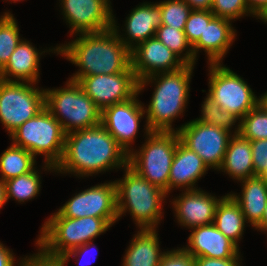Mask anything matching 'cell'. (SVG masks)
Returning <instances> with one entry per match:
<instances>
[{
	"label": "cell",
	"mask_w": 267,
	"mask_h": 266,
	"mask_svg": "<svg viewBox=\"0 0 267 266\" xmlns=\"http://www.w3.org/2000/svg\"><path fill=\"white\" fill-rule=\"evenodd\" d=\"M128 154L100 124L66 134L61 161L55 174L86 178L109 170L124 169Z\"/></svg>",
	"instance_id": "1"
},
{
	"label": "cell",
	"mask_w": 267,
	"mask_h": 266,
	"mask_svg": "<svg viewBox=\"0 0 267 266\" xmlns=\"http://www.w3.org/2000/svg\"><path fill=\"white\" fill-rule=\"evenodd\" d=\"M57 55L79 67L68 78L75 82L86 76L125 72L131 67V51L113 28L98 33L76 34V39L57 46Z\"/></svg>",
	"instance_id": "2"
},
{
	"label": "cell",
	"mask_w": 267,
	"mask_h": 266,
	"mask_svg": "<svg viewBox=\"0 0 267 266\" xmlns=\"http://www.w3.org/2000/svg\"><path fill=\"white\" fill-rule=\"evenodd\" d=\"M195 65H185L173 72L157 73L138 81V92L154 83L152 98L145 108V122L150 131H176L172 124L185 111Z\"/></svg>",
	"instance_id": "3"
},
{
	"label": "cell",
	"mask_w": 267,
	"mask_h": 266,
	"mask_svg": "<svg viewBox=\"0 0 267 266\" xmlns=\"http://www.w3.org/2000/svg\"><path fill=\"white\" fill-rule=\"evenodd\" d=\"M116 184L118 221L129 212L138 229H157L164 212L163 201L168 194L141 177L129 165Z\"/></svg>",
	"instance_id": "4"
},
{
	"label": "cell",
	"mask_w": 267,
	"mask_h": 266,
	"mask_svg": "<svg viewBox=\"0 0 267 266\" xmlns=\"http://www.w3.org/2000/svg\"><path fill=\"white\" fill-rule=\"evenodd\" d=\"M110 227L103 218H68L56 210L42 224L35 246L44 257L60 259L70 250L94 241Z\"/></svg>",
	"instance_id": "5"
},
{
	"label": "cell",
	"mask_w": 267,
	"mask_h": 266,
	"mask_svg": "<svg viewBox=\"0 0 267 266\" xmlns=\"http://www.w3.org/2000/svg\"><path fill=\"white\" fill-rule=\"evenodd\" d=\"M9 137L14 145L26 149L35 158L44 156L43 171L55 172L63 156L66 133L46 108L24 122Z\"/></svg>",
	"instance_id": "6"
},
{
	"label": "cell",
	"mask_w": 267,
	"mask_h": 266,
	"mask_svg": "<svg viewBox=\"0 0 267 266\" xmlns=\"http://www.w3.org/2000/svg\"><path fill=\"white\" fill-rule=\"evenodd\" d=\"M144 127L146 140L138 150L133 149L128 155V165L168 194L170 169L180 141L179 134L176 131H150L147 123Z\"/></svg>",
	"instance_id": "7"
},
{
	"label": "cell",
	"mask_w": 267,
	"mask_h": 266,
	"mask_svg": "<svg viewBox=\"0 0 267 266\" xmlns=\"http://www.w3.org/2000/svg\"><path fill=\"white\" fill-rule=\"evenodd\" d=\"M64 85L44 89L45 108L60 122L64 132L69 134L100 125L101 110L81 86L70 79Z\"/></svg>",
	"instance_id": "8"
},
{
	"label": "cell",
	"mask_w": 267,
	"mask_h": 266,
	"mask_svg": "<svg viewBox=\"0 0 267 266\" xmlns=\"http://www.w3.org/2000/svg\"><path fill=\"white\" fill-rule=\"evenodd\" d=\"M208 65L207 95L240 121L258 104L259 97L240 75L223 63Z\"/></svg>",
	"instance_id": "9"
},
{
	"label": "cell",
	"mask_w": 267,
	"mask_h": 266,
	"mask_svg": "<svg viewBox=\"0 0 267 266\" xmlns=\"http://www.w3.org/2000/svg\"><path fill=\"white\" fill-rule=\"evenodd\" d=\"M36 86L31 82L0 79V123L8 136L45 108L44 89Z\"/></svg>",
	"instance_id": "10"
},
{
	"label": "cell",
	"mask_w": 267,
	"mask_h": 266,
	"mask_svg": "<svg viewBox=\"0 0 267 266\" xmlns=\"http://www.w3.org/2000/svg\"><path fill=\"white\" fill-rule=\"evenodd\" d=\"M180 141L194 151L209 169L221 167L232 132L195 119L176 128Z\"/></svg>",
	"instance_id": "11"
},
{
	"label": "cell",
	"mask_w": 267,
	"mask_h": 266,
	"mask_svg": "<svg viewBox=\"0 0 267 266\" xmlns=\"http://www.w3.org/2000/svg\"><path fill=\"white\" fill-rule=\"evenodd\" d=\"M57 210L63 217L103 218L113 226L118 221L115 181H105L79 191Z\"/></svg>",
	"instance_id": "12"
},
{
	"label": "cell",
	"mask_w": 267,
	"mask_h": 266,
	"mask_svg": "<svg viewBox=\"0 0 267 266\" xmlns=\"http://www.w3.org/2000/svg\"><path fill=\"white\" fill-rule=\"evenodd\" d=\"M77 83L101 111L138 93V80L132 67L125 72L82 77Z\"/></svg>",
	"instance_id": "13"
},
{
	"label": "cell",
	"mask_w": 267,
	"mask_h": 266,
	"mask_svg": "<svg viewBox=\"0 0 267 266\" xmlns=\"http://www.w3.org/2000/svg\"><path fill=\"white\" fill-rule=\"evenodd\" d=\"M59 6L70 35L110 30L113 10L109 0H59Z\"/></svg>",
	"instance_id": "14"
},
{
	"label": "cell",
	"mask_w": 267,
	"mask_h": 266,
	"mask_svg": "<svg viewBox=\"0 0 267 266\" xmlns=\"http://www.w3.org/2000/svg\"><path fill=\"white\" fill-rule=\"evenodd\" d=\"M138 92L133 98L113 104L101 111V125L115 138L129 155L134 148L141 119L144 118V103L138 100ZM140 101V102H139Z\"/></svg>",
	"instance_id": "15"
},
{
	"label": "cell",
	"mask_w": 267,
	"mask_h": 266,
	"mask_svg": "<svg viewBox=\"0 0 267 266\" xmlns=\"http://www.w3.org/2000/svg\"><path fill=\"white\" fill-rule=\"evenodd\" d=\"M186 64L156 37L131 50V67L138 81L157 73L173 72Z\"/></svg>",
	"instance_id": "16"
},
{
	"label": "cell",
	"mask_w": 267,
	"mask_h": 266,
	"mask_svg": "<svg viewBox=\"0 0 267 266\" xmlns=\"http://www.w3.org/2000/svg\"><path fill=\"white\" fill-rule=\"evenodd\" d=\"M213 196L201 188L182 190L179 196L172 199L174 217L179 225L188 228L214 223L216 208L224 197Z\"/></svg>",
	"instance_id": "17"
},
{
	"label": "cell",
	"mask_w": 267,
	"mask_h": 266,
	"mask_svg": "<svg viewBox=\"0 0 267 266\" xmlns=\"http://www.w3.org/2000/svg\"><path fill=\"white\" fill-rule=\"evenodd\" d=\"M128 15L124 24V34L117 25L114 13L112 28L121 42L131 51L145 40L155 37L156 30L161 25V9L156 2H143L133 8Z\"/></svg>",
	"instance_id": "18"
},
{
	"label": "cell",
	"mask_w": 267,
	"mask_h": 266,
	"mask_svg": "<svg viewBox=\"0 0 267 266\" xmlns=\"http://www.w3.org/2000/svg\"><path fill=\"white\" fill-rule=\"evenodd\" d=\"M188 243L182 248L194 258H232L241 256L239 247L222 232L214 223L190 229Z\"/></svg>",
	"instance_id": "19"
},
{
	"label": "cell",
	"mask_w": 267,
	"mask_h": 266,
	"mask_svg": "<svg viewBox=\"0 0 267 266\" xmlns=\"http://www.w3.org/2000/svg\"><path fill=\"white\" fill-rule=\"evenodd\" d=\"M51 51L57 54V45L55 48L49 47V49L46 48L42 51L37 50V47H34L27 39H22L6 66L0 71V79L3 81L31 82L38 85L41 55Z\"/></svg>",
	"instance_id": "20"
},
{
	"label": "cell",
	"mask_w": 267,
	"mask_h": 266,
	"mask_svg": "<svg viewBox=\"0 0 267 266\" xmlns=\"http://www.w3.org/2000/svg\"><path fill=\"white\" fill-rule=\"evenodd\" d=\"M231 20L214 17L207 26L199 40L192 46L195 65L198 53L203 50L207 56V64L223 63V58L234 43L237 33Z\"/></svg>",
	"instance_id": "21"
},
{
	"label": "cell",
	"mask_w": 267,
	"mask_h": 266,
	"mask_svg": "<svg viewBox=\"0 0 267 266\" xmlns=\"http://www.w3.org/2000/svg\"><path fill=\"white\" fill-rule=\"evenodd\" d=\"M208 170L203 160L179 141L170 169L168 194L177 188L181 191L198 189L196 183Z\"/></svg>",
	"instance_id": "22"
},
{
	"label": "cell",
	"mask_w": 267,
	"mask_h": 266,
	"mask_svg": "<svg viewBox=\"0 0 267 266\" xmlns=\"http://www.w3.org/2000/svg\"><path fill=\"white\" fill-rule=\"evenodd\" d=\"M239 183L242 186L241 192L229 194L239 204L247 224L255 229L262 221L267 203V182L260 176H253Z\"/></svg>",
	"instance_id": "23"
},
{
	"label": "cell",
	"mask_w": 267,
	"mask_h": 266,
	"mask_svg": "<svg viewBox=\"0 0 267 266\" xmlns=\"http://www.w3.org/2000/svg\"><path fill=\"white\" fill-rule=\"evenodd\" d=\"M157 229H139L131 239L122 266H158L166 251L160 249Z\"/></svg>",
	"instance_id": "24"
},
{
	"label": "cell",
	"mask_w": 267,
	"mask_h": 266,
	"mask_svg": "<svg viewBox=\"0 0 267 266\" xmlns=\"http://www.w3.org/2000/svg\"><path fill=\"white\" fill-rule=\"evenodd\" d=\"M219 171L228 174L232 180L235 179L238 182L255 176L250 140L240 134H233Z\"/></svg>",
	"instance_id": "25"
},
{
	"label": "cell",
	"mask_w": 267,
	"mask_h": 266,
	"mask_svg": "<svg viewBox=\"0 0 267 266\" xmlns=\"http://www.w3.org/2000/svg\"><path fill=\"white\" fill-rule=\"evenodd\" d=\"M245 223L247 222L239 204L229 193L224 195L216 208L214 225L239 247L238 242L243 239Z\"/></svg>",
	"instance_id": "26"
},
{
	"label": "cell",
	"mask_w": 267,
	"mask_h": 266,
	"mask_svg": "<svg viewBox=\"0 0 267 266\" xmlns=\"http://www.w3.org/2000/svg\"><path fill=\"white\" fill-rule=\"evenodd\" d=\"M36 164V158L29 151L12 143L0 155V180L5 182L31 172Z\"/></svg>",
	"instance_id": "27"
},
{
	"label": "cell",
	"mask_w": 267,
	"mask_h": 266,
	"mask_svg": "<svg viewBox=\"0 0 267 266\" xmlns=\"http://www.w3.org/2000/svg\"><path fill=\"white\" fill-rule=\"evenodd\" d=\"M39 171L41 170L35 168L31 172L5 181L7 202L12 199L22 204L37 197L42 184Z\"/></svg>",
	"instance_id": "28"
},
{
	"label": "cell",
	"mask_w": 267,
	"mask_h": 266,
	"mask_svg": "<svg viewBox=\"0 0 267 266\" xmlns=\"http://www.w3.org/2000/svg\"><path fill=\"white\" fill-rule=\"evenodd\" d=\"M11 11L0 15V71L8 63L10 56L21 42L20 29Z\"/></svg>",
	"instance_id": "29"
},
{
	"label": "cell",
	"mask_w": 267,
	"mask_h": 266,
	"mask_svg": "<svg viewBox=\"0 0 267 266\" xmlns=\"http://www.w3.org/2000/svg\"><path fill=\"white\" fill-rule=\"evenodd\" d=\"M155 37L174 52L186 65H195L192 46L188 43L184 30L160 25L156 30Z\"/></svg>",
	"instance_id": "30"
},
{
	"label": "cell",
	"mask_w": 267,
	"mask_h": 266,
	"mask_svg": "<svg viewBox=\"0 0 267 266\" xmlns=\"http://www.w3.org/2000/svg\"><path fill=\"white\" fill-rule=\"evenodd\" d=\"M201 105V116L196 118V121L218 126L229 132L232 131L233 134H239V120L227 110H222L220 105L207 94ZM236 122L238 123L236 124ZM232 128L234 129L232 130Z\"/></svg>",
	"instance_id": "31"
},
{
	"label": "cell",
	"mask_w": 267,
	"mask_h": 266,
	"mask_svg": "<svg viewBox=\"0 0 267 266\" xmlns=\"http://www.w3.org/2000/svg\"><path fill=\"white\" fill-rule=\"evenodd\" d=\"M239 134L250 141L267 139V110L257 104L239 121Z\"/></svg>",
	"instance_id": "32"
},
{
	"label": "cell",
	"mask_w": 267,
	"mask_h": 266,
	"mask_svg": "<svg viewBox=\"0 0 267 266\" xmlns=\"http://www.w3.org/2000/svg\"><path fill=\"white\" fill-rule=\"evenodd\" d=\"M161 9V25L184 30L192 9L184 0H163L156 2Z\"/></svg>",
	"instance_id": "33"
},
{
	"label": "cell",
	"mask_w": 267,
	"mask_h": 266,
	"mask_svg": "<svg viewBox=\"0 0 267 266\" xmlns=\"http://www.w3.org/2000/svg\"><path fill=\"white\" fill-rule=\"evenodd\" d=\"M211 12L215 17L236 21L245 16L255 17L246 0H213ZM236 19V20H235Z\"/></svg>",
	"instance_id": "34"
},
{
	"label": "cell",
	"mask_w": 267,
	"mask_h": 266,
	"mask_svg": "<svg viewBox=\"0 0 267 266\" xmlns=\"http://www.w3.org/2000/svg\"><path fill=\"white\" fill-rule=\"evenodd\" d=\"M215 17L211 10H192L185 24L184 33L193 46L203 34L205 26Z\"/></svg>",
	"instance_id": "35"
},
{
	"label": "cell",
	"mask_w": 267,
	"mask_h": 266,
	"mask_svg": "<svg viewBox=\"0 0 267 266\" xmlns=\"http://www.w3.org/2000/svg\"><path fill=\"white\" fill-rule=\"evenodd\" d=\"M158 266H195L194 257L183 248L167 250Z\"/></svg>",
	"instance_id": "36"
},
{
	"label": "cell",
	"mask_w": 267,
	"mask_h": 266,
	"mask_svg": "<svg viewBox=\"0 0 267 266\" xmlns=\"http://www.w3.org/2000/svg\"><path fill=\"white\" fill-rule=\"evenodd\" d=\"M255 176H260L267 168V139L250 141Z\"/></svg>",
	"instance_id": "37"
},
{
	"label": "cell",
	"mask_w": 267,
	"mask_h": 266,
	"mask_svg": "<svg viewBox=\"0 0 267 266\" xmlns=\"http://www.w3.org/2000/svg\"><path fill=\"white\" fill-rule=\"evenodd\" d=\"M96 245L93 243V241H90L86 244H83L77 248H74L73 250H70L69 252H67L66 254H64L59 260L63 263V265H67L68 264V261H70L71 259V256H73L74 259L78 258L76 261H78V265L80 266H87V265H90L91 263H93L94 259L93 258H90L91 260L88 261V257L85 259L83 258V256H87V254L90 255L89 252H91L93 249V251H95L96 249ZM97 251V249H96ZM95 251V252H96ZM92 253V252H91ZM94 253V252H93ZM95 254V253H94ZM91 256V255H90ZM93 256V255H92ZM95 257H97V255H95ZM80 258H83L82 262H79ZM93 259V261H92ZM81 261V260H80Z\"/></svg>",
	"instance_id": "38"
},
{
	"label": "cell",
	"mask_w": 267,
	"mask_h": 266,
	"mask_svg": "<svg viewBox=\"0 0 267 266\" xmlns=\"http://www.w3.org/2000/svg\"><path fill=\"white\" fill-rule=\"evenodd\" d=\"M242 256H233L232 258H194L195 266H242Z\"/></svg>",
	"instance_id": "39"
},
{
	"label": "cell",
	"mask_w": 267,
	"mask_h": 266,
	"mask_svg": "<svg viewBox=\"0 0 267 266\" xmlns=\"http://www.w3.org/2000/svg\"><path fill=\"white\" fill-rule=\"evenodd\" d=\"M21 266H61L59 259L44 257L39 251L24 257Z\"/></svg>",
	"instance_id": "40"
},
{
	"label": "cell",
	"mask_w": 267,
	"mask_h": 266,
	"mask_svg": "<svg viewBox=\"0 0 267 266\" xmlns=\"http://www.w3.org/2000/svg\"><path fill=\"white\" fill-rule=\"evenodd\" d=\"M15 258L16 257L13 250L8 248L7 246H4V244L0 241V266H21L24 257L19 258L20 261L19 259L16 260Z\"/></svg>",
	"instance_id": "41"
},
{
	"label": "cell",
	"mask_w": 267,
	"mask_h": 266,
	"mask_svg": "<svg viewBox=\"0 0 267 266\" xmlns=\"http://www.w3.org/2000/svg\"><path fill=\"white\" fill-rule=\"evenodd\" d=\"M250 12L257 17L267 8V0H246Z\"/></svg>",
	"instance_id": "42"
},
{
	"label": "cell",
	"mask_w": 267,
	"mask_h": 266,
	"mask_svg": "<svg viewBox=\"0 0 267 266\" xmlns=\"http://www.w3.org/2000/svg\"><path fill=\"white\" fill-rule=\"evenodd\" d=\"M192 10H211L213 0H184Z\"/></svg>",
	"instance_id": "43"
},
{
	"label": "cell",
	"mask_w": 267,
	"mask_h": 266,
	"mask_svg": "<svg viewBox=\"0 0 267 266\" xmlns=\"http://www.w3.org/2000/svg\"><path fill=\"white\" fill-rule=\"evenodd\" d=\"M255 230L264 232L267 234V203L265 206V210L263 213L262 221L261 223L255 228Z\"/></svg>",
	"instance_id": "44"
},
{
	"label": "cell",
	"mask_w": 267,
	"mask_h": 266,
	"mask_svg": "<svg viewBox=\"0 0 267 266\" xmlns=\"http://www.w3.org/2000/svg\"><path fill=\"white\" fill-rule=\"evenodd\" d=\"M6 185L5 182L0 180V210L6 204Z\"/></svg>",
	"instance_id": "45"
},
{
	"label": "cell",
	"mask_w": 267,
	"mask_h": 266,
	"mask_svg": "<svg viewBox=\"0 0 267 266\" xmlns=\"http://www.w3.org/2000/svg\"><path fill=\"white\" fill-rule=\"evenodd\" d=\"M258 97V104L261 105L265 110H267V91Z\"/></svg>",
	"instance_id": "46"
},
{
	"label": "cell",
	"mask_w": 267,
	"mask_h": 266,
	"mask_svg": "<svg viewBox=\"0 0 267 266\" xmlns=\"http://www.w3.org/2000/svg\"><path fill=\"white\" fill-rule=\"evenodd\" d=\"M256 19H260L262 22L267 24V8L260 15H258Z\"/></svg>",
	"instance_id": "47"
},
{
	"label": "cell",
	"mask_w": 267,
	"mask_h": 266,
	"mask_svg": "<svg viewBox=\"0 0 267 266\" xmlns=\"http://www.w3.org/2000/svg\"><path fill=\"white\" fill-rule=\"evenodd\" d=\"M260 177L264 178V180L267 182V168L265 171L260 175Z\"/></svg>",
	"instance_id": "48"
},
{
	"label": "cell",
	"mask_w": 267,
	"mask_h": 266,
	"mask_svg": "<svg viewBox=\"0 0 267 266\" xmlns=\"http://www.w3.org/2000/svg\"><path fill=\"white\" fill-rule=\"evenodd\" d=\"M4 1V0H3ZM5 1H8V0H5ZM9 1H11L10 3H12V1H13V3H16V2H18V1H22V0H9Z\"/></svg>",
	"instance_id": "49"
}]
</instances>
